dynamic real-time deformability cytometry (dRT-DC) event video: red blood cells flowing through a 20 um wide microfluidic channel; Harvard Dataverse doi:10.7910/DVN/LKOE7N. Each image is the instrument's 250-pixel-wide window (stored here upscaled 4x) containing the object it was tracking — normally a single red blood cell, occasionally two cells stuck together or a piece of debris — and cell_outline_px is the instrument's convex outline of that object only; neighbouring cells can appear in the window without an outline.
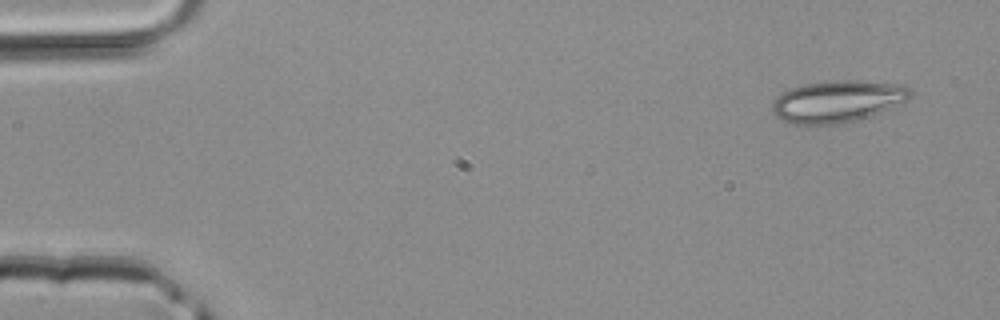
{"species": "common noctule bat (a hibernating species)", "species_latin": "Nyctalus noctula", "temperature_condition": "room temperature", "stored_images_in_passage": 2, "camera_frame_rate_fps": 3000, "um_per_image_px": 0.085, "animal": {"sex": "male", "body_mass_g": 20.4}, "frame": {"image": 1, "passage_image": 2, "time_ms": 0.333, "image_size_px": [1000, 320], "cell_outline_px": [[912, 96], [908, 100], [868, 116], [856, 120], [840, 124], [792, 124], [776, 116], [772, 112], [772, 100], [784, 92], [792, 88], [804, 84], [832, 80], [848, 80], [904, 84], [912, 92]], "centroid_in_image_um": [71.18, 8.61], "position_along_channel_um": 13.8, "area_um2": 33.47}}